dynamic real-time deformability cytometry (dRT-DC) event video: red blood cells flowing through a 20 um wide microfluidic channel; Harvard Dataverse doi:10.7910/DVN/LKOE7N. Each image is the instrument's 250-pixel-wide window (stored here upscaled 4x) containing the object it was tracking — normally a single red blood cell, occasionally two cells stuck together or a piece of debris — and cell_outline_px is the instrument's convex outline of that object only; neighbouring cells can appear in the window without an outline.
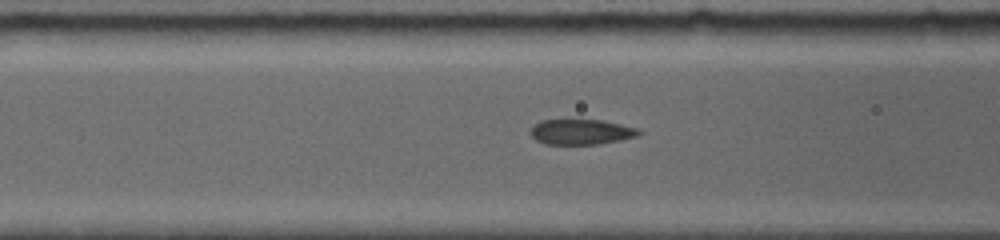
{"species": "common noctule bat (a hibernating species)", "species_latin": "Nyctalus noctula", "temperature_condition": "room temperature", "stored_images_in_passage": 16, "camera_frame_rate_fps": 5000, "um_per_image_px": 0.085, "animal": {"sex": "female", "body_mass_g": 19.0, "forearm_length_mm": 56.7}, "frame": {"image": 1, "passage_image": 14, "time_ms": 3.0, "image_size_px": [1000, 240], "cell_outline_px": [[644, 132], [636, 136], [620, 140], [596, 144], [544, 144], [536, 140], [528, 132], [540, 120], [568, 116], [600, 120], [640, 128]], "centroid_in_image_um": [49.36, 11.15], "position_along_channel_um": 117.2, "area_um2": 16.82}}